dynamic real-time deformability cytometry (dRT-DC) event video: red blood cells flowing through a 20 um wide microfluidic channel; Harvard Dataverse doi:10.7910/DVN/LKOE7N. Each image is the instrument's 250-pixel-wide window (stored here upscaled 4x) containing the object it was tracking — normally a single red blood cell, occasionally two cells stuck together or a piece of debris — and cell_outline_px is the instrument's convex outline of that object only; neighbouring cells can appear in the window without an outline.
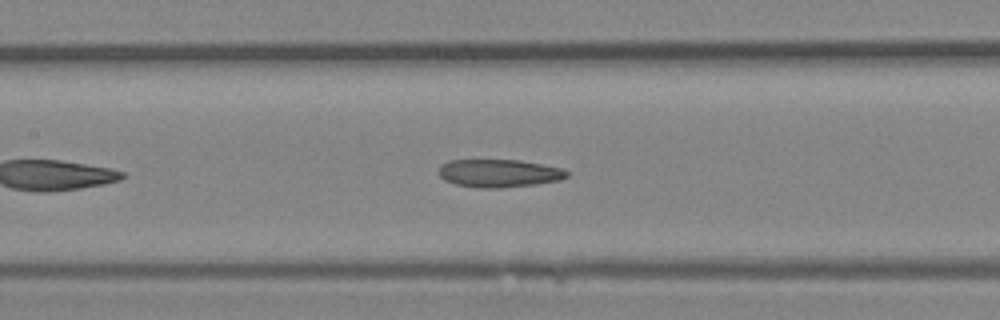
{"species": "Egyptian fruit bat (a non-hibernating species)", "species_latin": "Rousettus aegyptiacus", "temperature_condition": "room temperature", "stored_images_in_passage": 31, "camera_frame_rate_fps": 3000, "um_per_image_px": 0.085, "animal": {"sex": "female"}, "frame": {"image": 1, "passage_image": 9, "time_ms": 2.667, "image_size_px": [1000, 320], "cell_outline_px": [[568, 176], [560, 180], [536, 184], [496, 188], [480, 188], [456, 184], [444, 180], [436, 172], [440, 164], [448, 160], [520, 160], [564, 168], [568, 172]], "centroid_in_image_um": [42.39, 14.71], "position_along_channel_um": 165.0, "area_um2": 21.04}}